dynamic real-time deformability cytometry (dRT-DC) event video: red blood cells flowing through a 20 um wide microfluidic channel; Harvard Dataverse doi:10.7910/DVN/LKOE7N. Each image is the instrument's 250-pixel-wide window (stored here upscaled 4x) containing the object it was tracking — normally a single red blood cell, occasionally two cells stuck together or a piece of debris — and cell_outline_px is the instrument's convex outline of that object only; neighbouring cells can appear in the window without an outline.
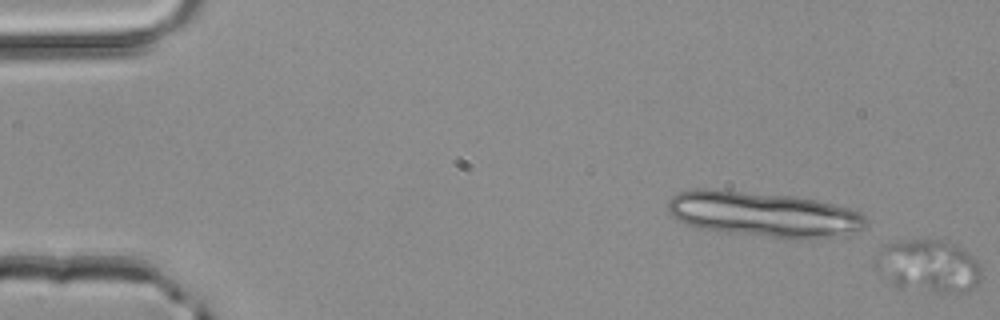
{"species": "common noctule bat (a hibernating species)", "species_latin": "Nyctalus noctula", "temperature_condition": "room temperature", "stored_images_in_passage": 4, "camera_frame_rate_fps": 3000, "um_per_image_px": 0.085, "animal": {"sex": "male", "body_mass_g": 20.4}, "frame": {"image": 1, "passage_image": 1, "time_ms": 0.0, "image_size_px": [1000, 320], "cell_outline_px": [[980, 276], [976, 284], [972, 288], [964, 292], [956, 292], [896, 288], [880, 276], [872, 260], [876, 252], [884, 244], [896, 240], [940, 240], [956, 244], [968, 252], [980, 264]], "centroid_in_image_um": [78.81, 22.59], "position_along_channel_um": 6.2, "area_um2": 32.95}}
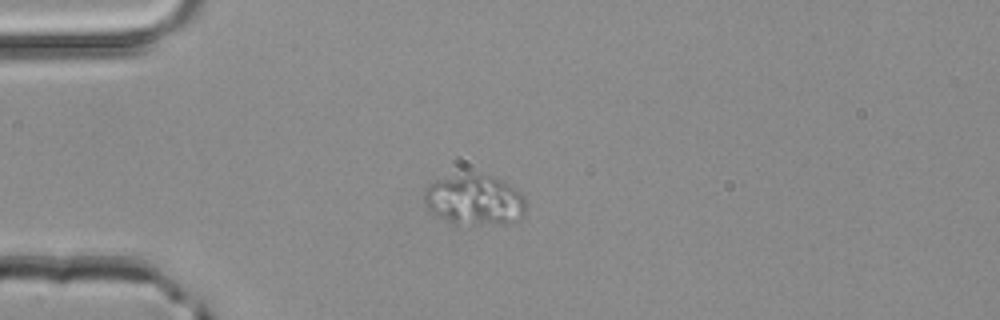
{"frame": {"image": 2, "passage_image": 4, "time_ms": 1.0, "image_size_px": [1000, 320], "cell_outline_px": [[524, 216], [520, 220], [508, 224], [452, 224], [432, 212], [424, 204], [424, 192], [436, 180], [460, 176], [492, 176], [516, 188], [524, 196]], "centroid_in_image_um": [40.37, 17.06], "position_along_channel_um": 44.6, "area_um2": 29.36}}